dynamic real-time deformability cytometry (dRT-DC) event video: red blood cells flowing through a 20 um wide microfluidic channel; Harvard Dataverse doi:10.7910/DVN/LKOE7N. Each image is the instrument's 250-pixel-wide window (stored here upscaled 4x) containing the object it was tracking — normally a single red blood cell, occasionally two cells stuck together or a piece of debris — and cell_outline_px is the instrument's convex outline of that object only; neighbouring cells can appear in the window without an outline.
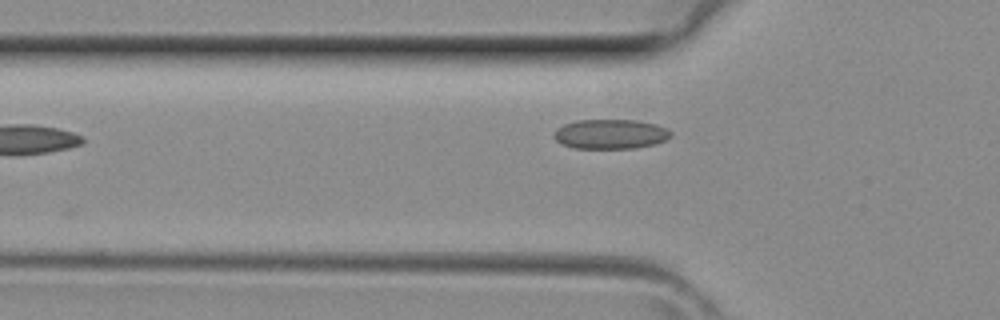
{"species": "common noctule bat (a hibernating species)", "species_latin": "Nyctalus noctula", "temperature_condition": "room temperature", "stored_images_in_passage": 3, "camera_frame_rate_fps": 3000, "um_per_image_px": 0.085, "animal": {"sex": "female", "body_mass_g": 29.2, "forearm_length_mm": 56.3}, "frame": {"image": 1, "passage_image": 3, "time_ms": 0.667, "image_size_px": [1000, 320], "cell_outline_px": [[672, 136], [664, 140], [652, 144], [636, 148], [572, 148], [560, 144], [552, 136], [552, 132], [556, 128], [564, 124], [576, 120], [636, 120], [656, 124], [672, 132]], "centroid_in_image_um": [51.82, 11.39], "position_along_channel_um": 74.0, "area_um2": 20.29}}